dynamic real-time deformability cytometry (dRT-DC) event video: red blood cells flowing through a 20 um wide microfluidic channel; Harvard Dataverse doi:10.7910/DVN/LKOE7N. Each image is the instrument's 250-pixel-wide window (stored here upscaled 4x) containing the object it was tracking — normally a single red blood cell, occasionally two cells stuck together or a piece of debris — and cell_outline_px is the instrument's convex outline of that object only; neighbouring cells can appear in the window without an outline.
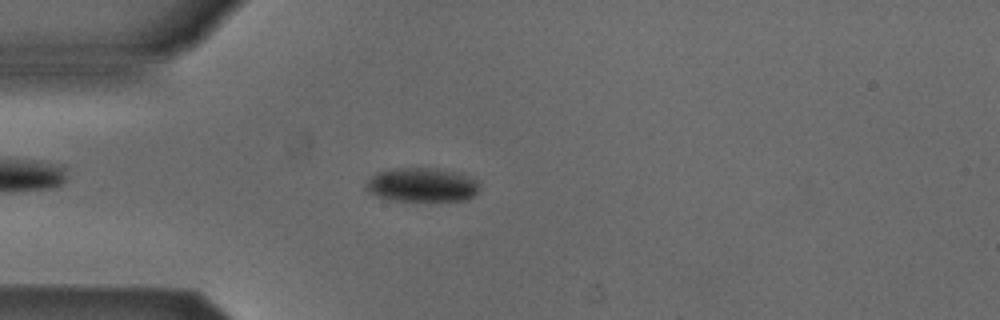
{"species": "Egyptian fruit bat (a non-hibernating species)", "species_latin": "Rousettus aegyptiacus", "temperature_condition": "cold", "stored_images_in_passage": 53, "camera_frame_rate_fps": 3000, "um_per_image_px": 0.085, "animal": {"sex": "male"}, "frame": {"image": 1, "passage_image": 14, "time_ms": 4.333, "image_size_px": [1000, 320], "cell_outline_px": [[480, 188], [472, 196], [464, 200], [388, 200], [376, 196], [368, 192], [364, 188], [368, 180], [376, 172], [392, 168], [436, 168], [460, 172], [476, 180], [480, 184]], "centroid_in_image_um": [35.84, 15.7], "position_along_channel_um": 49.2, "area_um2": 22.6}}
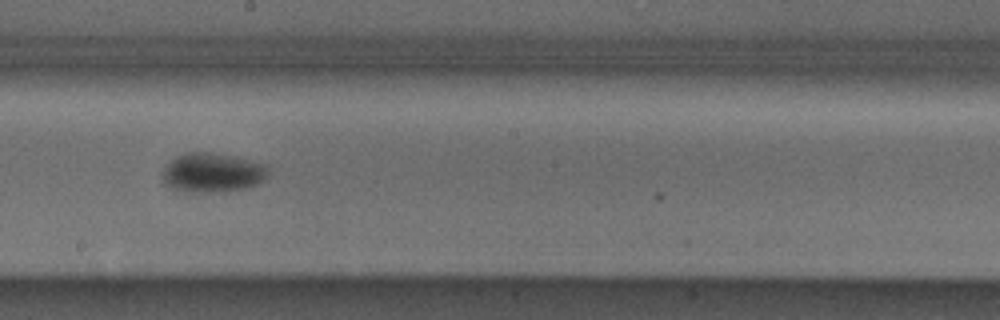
{"frame": {"image": 2, "passage_image": 29, "time_ms": 9.333, "image_size_px": [1000, 320], "cell_outline_px": [[268, 172], [264, 180], [256, 184], [244, 188], [216, 192], [188, 192], [172, 188], [164, 184], [164, 168], [168, 160], [184, 152], [212, 152], [264, 164], [268, 168]], "centroid_in_image_um": [18.0, 14.67], "position_along_channel_um": 230.2, "area_um2": 24.04}}
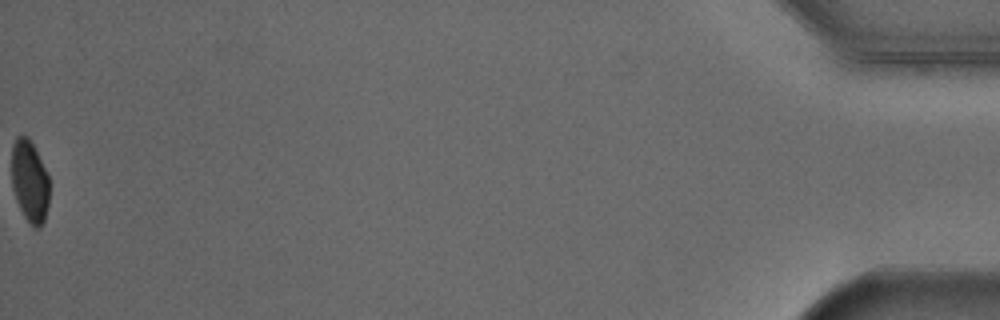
{"frame": {"image": 3, "passage_image": 53, "time_ms": 17.333, "image_size_px": [1000, 320], "cell_outline_px": [[48, 204], [44, 220], [40, 228], [32, 228], [24, 216], [16, 200], [12, 188], [12, 144], [16, 136], [28, 136], [48, 176]], "centroid_in_image_um": [2.5, 15.44], "position_along_channel_um": 432.7, "area_um2": 17.86}, "authors_computed_cell_mechanics": {"area_um2": 21.386, "velocity_mm_per_s": 3.868, "shape_relaxation_time_tau1_ms": 4.3211, "shape_relaxation_time_tau2_ms": null, "deformation_change_tau1": 0.0656, "deformation_change_tau2": null}}